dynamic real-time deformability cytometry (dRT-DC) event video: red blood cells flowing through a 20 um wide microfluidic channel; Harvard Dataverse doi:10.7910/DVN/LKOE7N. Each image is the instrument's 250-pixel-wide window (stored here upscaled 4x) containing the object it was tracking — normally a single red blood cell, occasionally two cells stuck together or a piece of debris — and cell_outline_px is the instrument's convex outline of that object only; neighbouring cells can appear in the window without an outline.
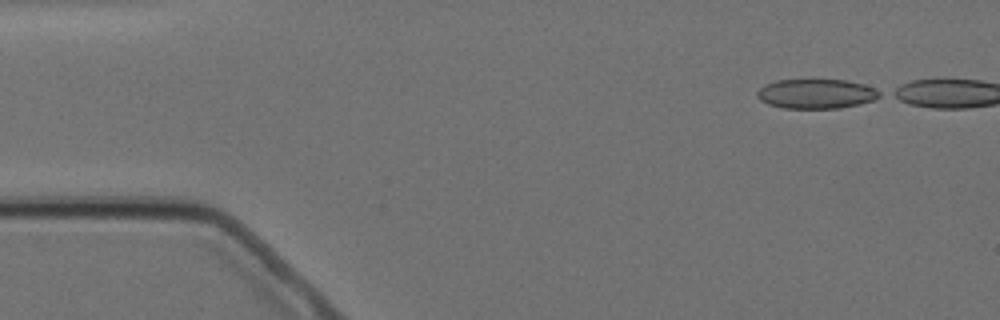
{"species": "Egyptian fruit bat (a non-hibernating species)", "species_latin": "Rousettus aegyptiacus", "temperature_condition": "cold", "stored_images_in_passage": 3, "camera_frame_rate_fps": 3000, "um_per_image_px": 0.085, "animal": {"sex": "female"}, "frame": {"image": 1, "passage_image": 1, "time_ms": 0.0, "image_size_px": [1000, 320], "cell_outline_px": [[880, 96], [872, 100], [860, 104], [840, 108], [784, 108], [768, 104], [760, 100], [756, 96], [756, 92], [764, 84], [776, 80], [848, 80], [864, 84], [880, 92]], "centroid_in_image_um": [69.34, 7.97], "position_along_channel_um": 15.7, "area_um2": 21.04}}